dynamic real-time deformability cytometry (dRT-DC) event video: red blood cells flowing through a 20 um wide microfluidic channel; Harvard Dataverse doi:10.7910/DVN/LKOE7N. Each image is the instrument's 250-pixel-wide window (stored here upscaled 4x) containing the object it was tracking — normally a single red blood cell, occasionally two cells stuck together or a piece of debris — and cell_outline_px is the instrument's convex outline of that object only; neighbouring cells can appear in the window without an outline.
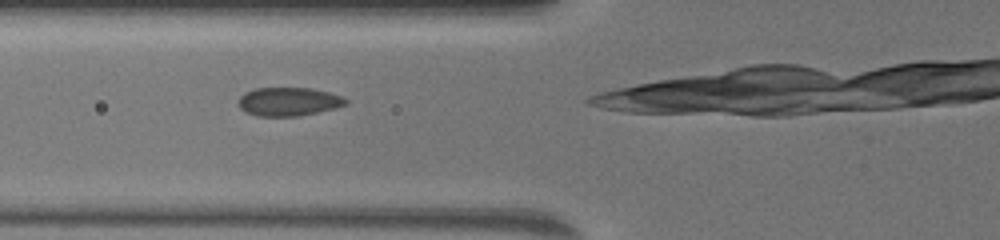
{"species": "common noctule bat (a hibernating species)", "species_latin": "Nyctalus noctula", "temperature_condition": "warm", "stored_images_in_passage": 46, "camera_frame_rate_fps": 3000, "um_per_image_px": 0.085, "animal": {"sex": "female", "body_mass_g": 19.5, "forearm_length_mm": 54.1}, "frame": {"image": 1, "passage_image": 17, "time_ms": 5.333, "image_size_px": [1000, 240], "cell_outline_px": [[348, 104], [336, 108], [300, 116], [256, 116], [244, 112], [240, 108], [240, 96], [244, 92], [256, 88], [312, 88], [328, 92], [340, 96], [348, 100]], "centroid_in_image_um": [24.53, 8.64], "position_along_channel_um": 101.3, "area_um2": 17.92}}
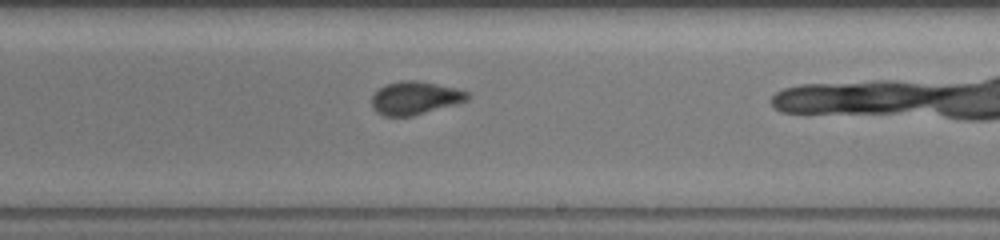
{"frame": {"image": 2, "passage_image": 31, "time_ms": 10.0, "image_size_px": [1000, 240], "cell_outline_px": [[472, 96], [468, 100], [456, 104], [412, 116], [384, 116], [376, 112], [372, 108], [372, 96], [384, 84], [400, 80], [416, 80], [456, 88], [468, 92]], "centroid_in_image_um": [35.28, 8.32], "position_along_channel_um": 253.7, "area_um2": 18.55}}
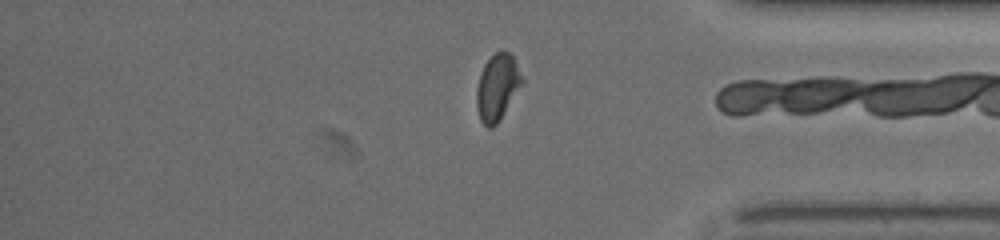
{"frame": {"image": 3, "passage_image": 45, "time_ms": 14.667, "image_size_px": [1000, 240], "cell_outline_px": [[524, 84], [496, 124], [492, 128], [488, 128], [480, 120], [476, 104], [476, 88], [484, 64], [496, 52], [504, 48], [512, 56], [524, 80]], "centroid_in_image_um": [42.28, 7.41], "position_along_channel_um": 392.9, "area_um2": 17.57}}